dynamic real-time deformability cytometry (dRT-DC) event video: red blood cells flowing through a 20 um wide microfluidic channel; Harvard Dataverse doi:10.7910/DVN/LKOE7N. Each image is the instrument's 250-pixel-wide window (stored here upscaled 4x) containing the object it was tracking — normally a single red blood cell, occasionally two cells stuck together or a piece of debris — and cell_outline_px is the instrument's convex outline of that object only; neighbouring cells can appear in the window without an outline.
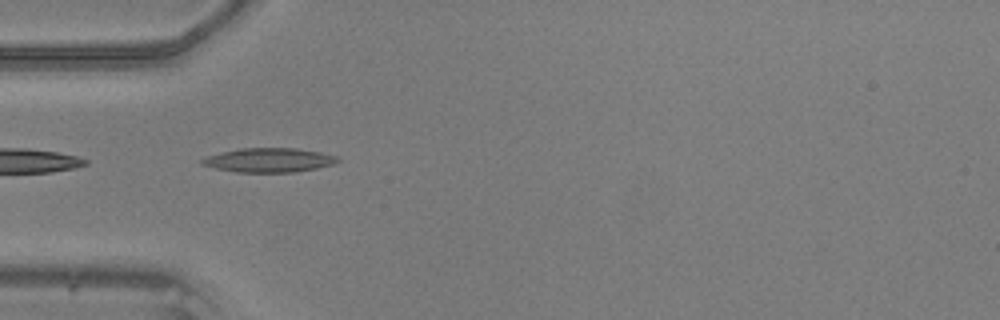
{"species": "common noctule bat (a hibernating species)", "species_latin": "Nyctalus noctula", "temperature_condition": "warm", "stored_images_in_passage": 34, "camera_frame_rate_fps": 3000, "um_per_image_px": 0.085, "animal": {"sex": "male", "body_mass_g": 20.5, "forearm_length_mm": 52.5}, "frame": {"image": 1, "passage_image": 1, "time_ms": 0.0, "image_size_px": [1000, 320], "cell_outline_px": [[340, 160], [332, 164], [316, 168], [296, 172], [236, 172], [216, 168], [200, 164], [200, 160], [208, 156], [240, 148], [296, 148], [320, 152], [340, 156]], "centroid_in_image_um": [22.9, 13.61], "position_along_channel_um": 62.1, "area_um2": 19.02}}
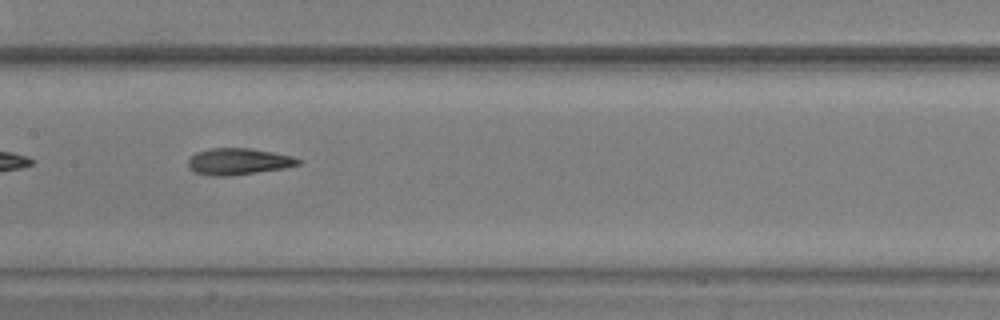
{"frame": {"image": 2, "passage_image": 10, "time_ms": 3.0, "image_size_px": [1000, 320], "cell_outline_px": [[304, 160], [300, 164], [284, 168], [228, 176], [212, 176], [192, 172], [188, 168], [188, 160], [196, 152], [212, 148], [248, 148], [272, 152], [292, 156]], "centroid_in_image_um": [20.25, 13.73], "position_along_channel_um": 187.2, "area_um2": 17.05}}